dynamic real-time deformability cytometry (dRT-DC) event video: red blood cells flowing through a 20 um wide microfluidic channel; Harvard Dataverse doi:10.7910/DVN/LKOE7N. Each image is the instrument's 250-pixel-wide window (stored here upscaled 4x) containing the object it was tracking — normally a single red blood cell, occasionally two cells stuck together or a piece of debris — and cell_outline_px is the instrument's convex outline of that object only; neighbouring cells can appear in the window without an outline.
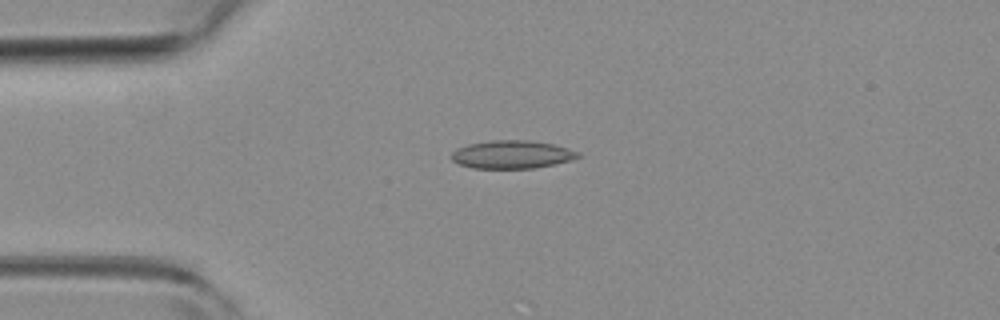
{"species": "common noctule bat (a hibernating species)", "species_latin": "Nyctalus noctula", "temperature_condition": "room temperature", "stored_images_in_passage": 3, "camera_frame_rate_fps": 3000, "um_per_image_px": 0.085, "animal": {"sex": "female", "body_mass_g": 19.3, "forearm_length_mm": 54.1}, "frame": {"image": 1, "passage_image": 3, "time_ms": 0.667, "image_size_px": [1000, 320], "cell_outline_px": [[580, 156], [568, 160], [536, 168], [472, 168], [460, 164], [452, 160], [452, 152], [456, 148], [468, 144], [492, 140], [528, 140], [552, 144], [568, 148], [580, 152]], "centroid_in_image_um": [43.49, 13.12], "position_along_channel_um": 41.5, "area_um2": 20.52}}